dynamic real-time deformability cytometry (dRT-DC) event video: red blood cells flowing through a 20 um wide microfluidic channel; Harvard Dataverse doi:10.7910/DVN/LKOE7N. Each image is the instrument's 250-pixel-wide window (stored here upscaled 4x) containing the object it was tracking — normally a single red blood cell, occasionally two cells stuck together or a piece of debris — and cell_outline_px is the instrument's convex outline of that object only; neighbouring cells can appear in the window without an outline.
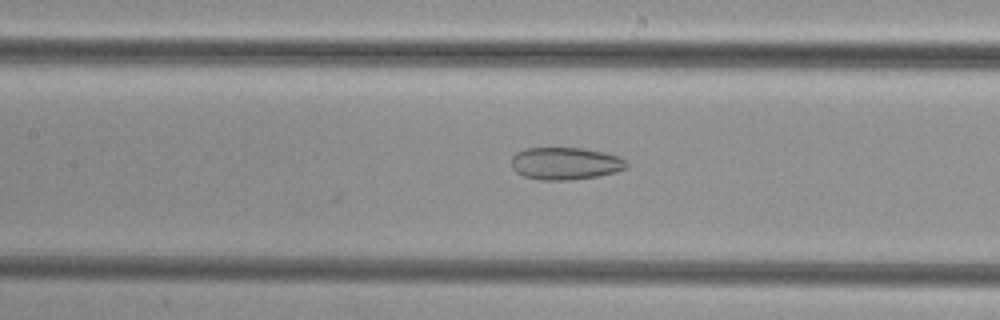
{"species": "common noctule bat (a hibernating species)", "species_latin": "Nyctalus noctula", "temperature_condition": "cold", "stored_images_in_passage": 36, "camera_frame_rate_fps": 3000, "um_per_image_px": 0.085, "animal": {"sex": "female", "body_mass_g": 29.2, "forearm_length_mm": 56.3}, "frame": {"image": 1, "passage_image": 9, "time_ms": 2.667, "image_size_px": [1000, 320], "cell_outline_px": [[628, 168], [616, 172], [596, 176], [572, 180], [540, 180], [524, 176], [516, 172], [512, 168], [512, 156], [516, 152], [524, 148], [584, 148], [604, 152], [620, 156], [628, 164]], "centroid_in_image_um": [48.06, 13.89], "position_along_channel_um": 159.3, "area_um2": 21.91}}
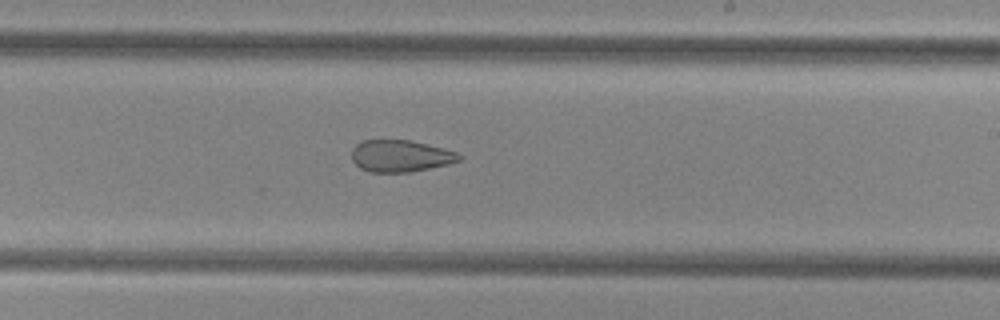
{"frame": {"image": 2, "passage_image": 16, "time_ms": 5.0, "image_size_px": [1000, 320], "cell_outline_px": [[464, 156], [460, 160], [448, 164], [408, 172], [368, 172], [360, 168], [352, 160], [352, 148], [360, 140], [408, 140], [444, 148], [456, 152]], "centroid_in_image_um": [34.02, 13.25], "position_along_channel_um": 255.0, "area_um2": 19.94}}
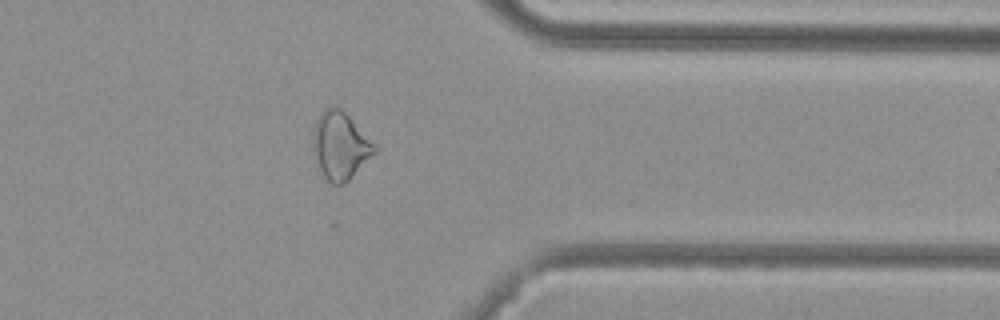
{"frame": {"image": 3, "passage_image": 26, "time_ms": 8.333, "image_size_px": [1000, 320], "cell_outline_px": [[376, 152], [348, 180], [340, 184], [332, 184], [324, 176], [320, 168], [312, 148], [312, 132], [316, 120], [320, 112], [324, 108], [332, 104], [336, 104], [348, 116], [376, 148]], "centroid_in_image_um": [28.86, 12.34], "position_along_channel_um": 382.5, "area_um2": 23.7}}